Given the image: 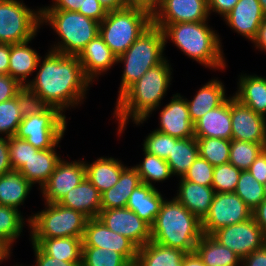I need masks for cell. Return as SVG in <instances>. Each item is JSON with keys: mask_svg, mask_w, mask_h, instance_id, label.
Masks as SVG:
<instances>
[{"mask_svg": "<svg viewBox=\"0 0 266 266\" xmlns=\"http://www.w3.org/2000/svg\"><path fill=\"white\" fill-rule=\"evenodd\" d=\"M86 177L85 162L61 159L41 193L46 203H58L72 188L78 186Z\"/></svg>", "mask_w": 266, "mask_h": 266, "instance_id": "obj_16", "label": "cell"}, {"mask_svg": "<svg viewBox=\"0 0 266 266\" xmlns=\"http://www.w3.org/2000/svg\"><path fill=\"white\" fill-rule=\"evenodd\" d=\"M248 171L261 184H266V155L261 152L255 161L250 165Z\"/></svg>", "mask_w": 266, "mask_h": 266, "instance_id": "obj_52", "label": "cell"}, {"mask_svg": "<svg viewBox=\"0 0 266 266\" xmlns=\"http://www.w3.org/2000/svg\"><path fill=\"white\" fill-rule=\"evenodd\" d=\"M53 4L40 8L41 10L75 11L84 15L85 0H52Z\"/></svg>", "mask_w": 266, "mask_h": 266, "instance_id": "obj_49", "label": "cell"}, {"mask_svg": "<svg viewBox=\"0 0 266 266\" xmlns=\"http://www.w3.org/2000/svg\"><path fill=\"white\" fill-rule=\"evenodd\" d=\"M235 193L253 211L265 198V185L259 183L248 171H241Z\"/></svg>", "mask_w": 266, "mask_h": 266, "instance_id": "obj_40", "label": "cell"}, {"mask_svg": "<svg viewBox=\"0 0 266 266\" xmlns=\"http://www.w3.org/2000/svg\"><path fill=\"white\" fill-rule=\"evenodd\" d=\"M195 252L206 266H240L242 259L211 235L202 234Z\"/></svg>", "mask_w": 266, "mask_h": 266, "instance_id": "obj_31", "label": "cell"}, {"mask_svg": "<svg viewBox=\"0 0 266 266\" xmlns=\"http://www.w3.org/2000/svg\"><path fill=\"white\" fill-rule=\"evenodd\" d=\"M24 220L19 209L0 205V241L10 249L23 230Z\"/></svg>", "mask_w": 266, "mask_h": 266, "instance_id": "obj_38", "label": "cell"}, {"mask_svg": "<svg viewBox=\"0 0 266 266\" xmlns=\"http://www.w3.org/2000/svg\"><path fill=\"white\" fill-rule=\"evenodd\" d=\"M165 47L163 30L152 24L117 58V63L124 64L118 98L150 68L166 59L163 54Z\"/></svg>", "mask_w": 266, "mask_h": 266, "instance_id": "obj_5", "label": "cell"}, {"mask_svg": "<svg viewBox=\"0 0 266 266\" xmlns=\"http://www.w3.org/2000/svg\"><path fill=\"white\" fill-rule=\"evenodd\" d=\"M55 148L38 150L18 170L32 185L39 183L40 188L48 181L57 163L61 160Z\"/></svg>", "mask_w": 266, "mask_h": 266, "instance_id": "obj_28", "label": "cell"}, {"mask_svg": "<svg viewBox=\"0 0 266 266\" xmlns=\"http://www.w3.org/2000/svg\"><path fill=\"white\" fill-rule=\"evenodd\" d=\"M24 89L9 75H0V103L16 97Z\"/></svg>", "mask_w": 266, "mask_h": 266, "instance_id": "obj_47", "label": "cell"}, {"mask_svg": "<svg viewBox=\"0 0 266 266\" xmlns=\"http://www.w3.org/2000/svg\"><path fill=\"white\" fill-rule=\"evenodd\" d=\"M58 203L81 212L88 219L97 218L101 211V194L85 177L78 186L72 188Z\"/></svg>", "mask_w": 266, "mask_h": 266, "instance_id": "obj_22", "label": "cell"}, {"mask_svg": "<svg viewBox=\"0 0 266 266\" xmlns=\"http://www.w3.org/2000/svg\"><path fill=\"white\" fill-rule=\"evenodd\" d=\"M41 58L39 71L24 88L31 104L56 107L62 113L81 104L92 82L85 76L77 55L50 50L44 60Z\"/></svg>", "mask_w": 266, "mask_h": 266, "instance_id": "obj_1", "label": "cell"}, {"mask_svg": "<svg viewBox=\"0 0 266 266\" xmlns=\"http://www.w3.org/2000/svg\"><path fill=\"white\" fill-rule=\"evenodd\" d=\"M127 8L140 9L151 17L160 9L162 0H125Z\"/></svg>", "mask_w": 266, "mask_h": 266, "instance_id": "obj_51", "label": "cell"}, {"mask_svg": "<svg viewBox=\"0 0 266 266\" xmlns=\"http://www.w3.org/2000/svg\"><path fill=\"white\" fill-rule=\"evenodd\" d=\"M10 44H0V75H8Z\"/></svg>", "mask_w": 266, "mask_h": 266, "instance_id": "obj_57", "label": "cell"}, {"mask_svg": "<svg viewBox=\"0 0 266 266\" xmlns=\"http://www.w3.org/2000/svg\"><path fill=\"white\" fill-rule=\"evenodd\" d=\"M124 266H140V265H139V262L137 261V259H135L133 261H129Z\"/></svg>", "mask_w": 266, "mask_h": 266, "instance_id": "obj_62", "label": "cell"}, {"mask_svg": "<svg viewBox=\"0 0 266 266\" xmlns=\"http://www.w3.org/2000/svg\"><path fill=\"white\" fill-rule=\"evenodd\" d=\"M45 206L27 219L31 238H83L88 220L84 214L59 203L45 202Z\"/></svg>", "mask_w": 266, "mask_h": 266, "instance_id": "obj_9", "label": "cell"}, {"mask_svg": "<svg viewBox=\"0 0 266 266\" xmlns=\"http://www.w3.org/2000/svg\"><path fill=\"white\" fill-rule=\"evenodd\" d=\"M82 245L116 251L128 261L137 259L138 247L128 238L108 229L98 218L87 220Z\"/></svg>", "mask_w": 266, "mask_h": 266, "instance_id": "obj_15", "label": "cell"}, {"mask_svg": "<svg viewBox=\"0 0 266 266\" xmlns=\"http://www.w3.org/2000/svg\"><path fill=\"white\" fill-rule=\"evenodd\" d=\"M252 217L266 235V198L252 211Z\"/></svg>", "mask_w": 266, "mask_h": 266, "instance_id": "obj_56", "label": "cell"}, {"mask_svg": "<svg viewBox=\"0 0 266 266\" xmlns=\"http://www.w3.org/2000/svg\"><path fill=\"white\" fill-rule=\"evenodd\" d=\"M35 253V266H81L82 262H67L47 255L38 245L32 243Z\"/></svg>", "mask_w": 266, "mask_h": 266, "instance_id": "obj_48", "label": "cell"}, {"mask_svg": "<svg viewBox=\"0 0 266 266\" xmlns=\"http://www.w3.org/2000/svg\"><path fill=\"white\" fill-rule=\"evenodd\" d=\"M260 2V5L262 6L264 15L266 17V0H258Z\"/></svg>", "mask_w": 266, "mask_h": 266, "instance_id": "obj_63", "label": "cell"}, {"mask_svg": "<svg viewBox=\"0 0 266 266\" xmlns=\"http://www.w3.org/2000/svg\"><path fill=\"white\" fill-rule=\"evenodd\" d=\"M97 218L138 248L151 241V227L129 208L101 209Z\"/></svg>", "mask_w": 266, "mask_h": 266, "instance_id": "obj_13", "label": "cell"}, {"mask_svg": "<svg viewBox=\"0 0 266 266\" xmlns=\"http://www.w3.org/2000/svg\"><path fill=\"white\" fill-rule=\"evenodd\" d=\"M242 266H266V247L263 245L261 248L253 251L245 258L242 259Z\"/></svg>", "mask_w": 266, "mask_h": 266, "instance_id": "obj_55", "label": "cell"}, {"mask_svg": "<svg viewBox=\"0 0 266 266\" xmlns=\"http://www.w3.org/2000/svg\"><path fill=\"white\" fill-rule=\"evenodd\" d=\"M264 246L266 247V235H264Z\"/></svg>", "mask_w": 266, "mask_h": 266, "instance_id": "obj_65", "label": "cell"}, {"mask_svg": "<svg viewBox=\"0 0 266 266\" xmlns=\"http://www.w3.org/2000/svg\"><path fill=\"white\" fill-rule=\"evenodd\" d=\"M169 60L150 68L116 100L114 117L118 121V133H123L129 118L136 125L144 123L154 110L161 106V100L171 85L172 67Z\"/></svg>", "mask_w": 266, "mask_h": 266, "instance_id": "obj_2", "label": "cell"}, {"mask_svg": "<svg viewBox=\"0 0 266 266\" xmlns=\"http://www.w3.org/2000/svg\"><path fill=\"white\" fill-rule=\"evenodd\" d=\"M43 23L50 25L61 40L50 49L65 55H78L99 35L100 23L75 11L41 10Z\"/></svg>", "mask_w": 266, "mask_h": 266, "instance_id": "obj_6", "label": "cell"}, {"mask_svg": "<svg viewBox=\"0 0 266 266\" xmlns=\"http://www.w3.org/2000/svg\"><path fill=\"white\" fill-rule=\"evenodd\" d=\"M152 25V17L133 8L107 11L100 23L99 36L118 58Z\"/></svg>", "mask_w": 266, "mask_h": 266, "instance_id": "obj_8", "label": "cell"}, {"mask_svg": "<svg viewBox=\"0 0 266 266\" xmlns=\"http://www.w3.org/2000/svg\"><path fill=\"white\" fill-rule=\"evenodd\" d=\"M252 43L255 44L256 49L266 52V17L258 28L257 36Z\"/></svg>", "mask_w": 266, "mask_h": 266, "instance_id": "obj_58", "label": "cell"}, {"mask_svg": "<svg viewBox=\"0 0 266 266\" xmlns=\"http://www.w3.org/2000/svg\"><path fill=\"white\" fill-rule=\"evenodd\" d=\"M11 253V249L5 243L0 241V263L9 259L8 257H10Z\"/></svg>", "mask_w": 266, "mask_h": 266, "instance_id": "obj_61", "label": "cell"}, {"mask_svg": "<svg viewBox=\"0 0 266 266\" xmlns=\"http://www.w3.org/2000/svg\"><path fill=\"white\" fill-rule=\"evenodd\" d=\"M183 266H206L196 252L186 253Z\"/></svg>", "mask_w": 266, "mask_h": 266, "instance_id": "obj_60", "label": "cell"}, {"mask_svg": "<svg viewBox=\"0 0 266 266\" xmlns=\"http://www.w3.org/2000/svg\"><path fill=\"white\" fill-rule=\"evenodd\" d=\"M164 200L158 189L142 183L129 196L126 208L136 213L151 227Z\"/></svg>", "mask_w": 266, "mask_h": 266, "instance_id": "obj_25", "label": "cell"}, {"mask_svg": "<svg viewBox=\"0 0 266 266\" xmlns=\"http://www.w3.org/2000/svg\"><path fill=\"white\" fill-rule=\"evenodd\" d=\"M129 261L120 253L97 247H82L81 266H124Z\"/></svg>", "mask_w": 266, "mask_h": 266, "instance_id": "obj_42", "label": "cell"}, {"mask_svg": "<svg viewBox=\"0 0 266 266\" xmlns=\"http://www.w3.org/2000/svg\"><path fill=\"white\" fill-rule=\"evenodd\" d=\"M202 234L201 221L175 197L164 200L151 226V241L186 253L195 252Z\"/></svg>", "mask_w": 266, "mask_h": 266, "instance_id": "obj_3", "label": "cell"}, {"mask_svg": "<svg viewBox=\"0 0 266 266\" xmlns=\"http://www.w3.org/2000/svg\"><path fill=\"white\" fill-rule=\"evenodd\" d=\"M66 127V116L58 108L30 104L15 136L45 150L58 147Z\"/></svg>", "mask_w": 266, "mask_h": 266, "instance_id": "obj_7", "label": "cell"}, {"mask_svg": "<svg viewBox=\"0 0 266 266\" xmlns=\"http://www.w3.org/2000/svg\"><path fill=\"white\" fill-rule=\"evenodd\" d=\"M47 255L67 262H82V239L76 237L31 238Z\"/></svg>", "mask_w": 266, "mask_h": 266, "instance_id": "obj_32", "label": "cell"}, {"mask_svg": "<svg viewBox=\"0 0 266 266\" xmlns=\"http://www.w3.org/2000/svg\"><path fill=\"white\" fill-rule=\"evenodd\" d=\"M141 184L137 169L134 166H126L121 172L118 182L101 194V209L125 208L129 196Z\"/></svg>", "mask_w": 266, "mask_h": 266, "instance_id": "obj_30", "label": "cell"}, {"mask_svg": "<svg viewBox=\"0 0 266 266\" xmlns=\"http://www.w3.org/2000/svg\"><path fill=\"white\" fill-rule=\"evenodd\" d=\"M41 25V9L20 0H0V42L15 44L34 39Z\"/></svg>", "mask_w": 266, "mask_h": 266, "instance_id": "obj_10", "label": "cell"}, {"mask_svg": "<svg viewBox=\"0 0 266 266\" xmlns=\"http://www.w3.org/2000/svg\"><path fill=\"white\" fill-rule=\"evenodd\" d=\"M262 152L266 155V137H265V140L262 143Z\"/></svg>", "mask_w": 266, "mask_h": 266, "instance_id": "obj_64", "label": "cell"}, {"mask_svg": "<svg viewBox=\"0 0 266 266\" xmlns=\"http://www.w3.org/2000/svg\"><path fill=\"white\" fill-rule=\"evenodd\" d=\"M163 33L165 43L172 40L185 55L205 67L226 68L220 37L207 21L168 24Z\"/></svg>", "mask_w": 266, "mask_h": 266, "instance_id": "obj_4", "label": "cell"}, {"mask_svg": "<svg viewBox=\"0 0 266 266\" xmlns=\"http://www.w3.org/2000/svg\"><path fill=\"white\" fill-rule=\"evenodd\" d=\"M213 171L214 166L198 156L182 178L199 185L212 186Z\"/></svg>", "mask_w": 266, "mask_h": 266, "instance_id": "obj_46", "label": "cell"}, {"mask_svg": "<svg viewBox=\"0 0 266 266\" xmlns=\"http://www.w3.org/2000/svg\"><path fill=\"white\" fill-rule=\"evenodd\" d=\"M264 18V12L258 0H239L223 19L235 32L252 42Z\"/></svg>", "mask_w": 266, "mask_h": 266, "instance_id": "obj_19", "label": "cell"}, {"mask_svg": "<svg viewBox=\"0 0 266 266\" xmlns=\"http://www.w3.org/2000/svg\"><path fill=\"white\" fill-rule=\"evenodd\" d=\"M10 162L13 170H19L39 149L34 148L25 139L16 136L8 137Z\"/></svg>", "mask_w": 266, "mask_h": 266, "instance_id": "obj_44", "label": "cell"}, {"mask_svg": "<svg viewBox=\"0 0 266 266\" xmlns=\"http://www.w3.org/2000/svg\"><path fill=\"white\" fill-rule=\"evenodd\" d=\"M31 100L25 89L16 97L0 103V134L5 138L15 136Z\"/></svg>", "mask_w": 266, "mask_h": 266, "instance_id": "obj_33", "label": "cell"}, {"mask_svg": "<svg viewBox=\"0 0 266 266\" xmlns=\"http://www.w3.org/2000/svg\"><path fill=\"white\" fill-rule=\"evenodd\" d=\"M241 170L231 163L214 167L212 187L216 193L235 192Z\"/></svg>", "mask_w": 266, "mask_h": 266, "instance_id": "obj_43", "label": "cell"}, {"mask_svg": "<svg viewBox=\"0 0 266 266\" xmlns=\"http://www.w3.org/2000/svg\"><path fill=\"white\" fill-rule=\"evenodd\" d=\"M77 57L85 76L92 83L98 75L108 72L117 63V57L99 35L91 40Z\"/></svg>", "mask_w": 266, "mask_h": 266, "instance_id": "obj_20", "label": "cell"}, {"mask_svg": "<svg viewBox=\"0 0 266 266\" xmlns=\"http://www.w3.org/2000/svg\"><path fill=\"white\" fill-rule=\"evenodd\" d=\"M186 252L162 246L150 241L138 248L137 261L140 266H183Z\"/></svg>", "mask_w": 266, "mask_h": 266, "instance_id": "obj_35", "label": "cell"}, {"mask_svg": "<svg viewBox=\"0 0 266 266\" xmlns=\"http://www.w3.org/2000/svg\"><path fill=\"white\" fill-rule=\"evenodd\" d=\"M107 11L121 10L127 7L125 0H98Z\"/></svg>", "mask_w": 266, "mask_h": 266, "instance_id": "obj_59", "label": "cell"}, {"mask_svg": "<svg viewBox=\"0 0 266 266\" xmlns=\"http://www.w3.org/2000/svg\"><path fill=\"white\" fill-rule=\"evenodd\" d=\"M175 197L193 215L202 221L208 214L215 191L212 186H203L180 178Z\"/></svg>", "mask_w": 266, "mask_h": 266, "instance_id": "obj_23", "label": "cell"}, {"mask_svg": "<svg viewBox=\"0 0 266 266\" xmlns=\"http://www.w3.org/2000/svg\"><path fill=\"white\" fill-rule=\"evenodd\" d=\"M134 167L140 175L141 182L152 187H155L153 181L162 182L173 176L166 160L146 151L143 162Z\"/></svg>", "mask_w": 266, "mask_h": 266, "instance_id": "obj_37", "label": "cell"}, {"mask_svg": "<svg viewBox=\"0 0 266 266\" xmlns=\"http://www.w3.org/2000/svg\"><path fill=\"white\" fill-rule=\"evenodd\" d=\"M194 137L232 140L231 97L204 114L194 124Z\"/></svg>", "mask_w": 266, "mask_h": 266, "instance_id": "obj_21", "label": "cell"}, {"mask_svg": "<svg viewBox=\"0 0 266 266\" xmlns=\"http://www.w3.org/2000/svg\"><path fill=\"white\" fill-rule=\"evenodd\" d=\"M32 40L10 44L8 75L24 88L29 83L26 78L37 69L40 58L38 53L28 45Z\"/></svg>", "mask_w": 266, "mask_h": 266, "instance_id": "obj_26", "label": "cell"}, {"mask_svg": "<svg viewBox=\"0 0 266 266\" xmlns=\"http://www.w3.org/2000/svg\"><path fill=\"white\" fill-rule=\"evenodd\" d=\"M144 139L143 151L167 160L172 149V136L157 130L150 131Z\"/></svg>", "mask_w": 266, "mask_h": 266, "instance_id": "obj_45", "label": "cell"}, {"mask_svg": "<svg viewBox=\"0 0 266 266\" xmlns=\"http://www.w3.org/2000/svg\"><path fill=\"white\" fill-rule=\"evenodd\" d=\"M207 0H162L152 24L162 30L168 24L208 21Z\"/></svg>", "mask_w": 266, "mask_h": 266, "instance_id": "obj_14", "label": "cell"}, {"mask_svg": "<svg viewBox=\"0 0 266 266\" xmlns=\"http://www.w3.org/2000/svg\"><path fill=\"white\" fill-rule=\"evenodd\" d=\"M12 170L13 169L10 162L8 138L0 136V177Z\"/></svg>", "mask_w": 266, "mask_h": 266, "instance_id": "obj_54", "label": "cell"}, {"mask_svg": "<svg viewBox=\"0 0 266 266\" xmlns=\"http://www.w3.org/2000/svg\"><path fill=\"white\" fill-rule=\"evenodd\" d=\"M234 98L266 118V77L241 74Z\"/></svg>", "mask_w": 266, "mask_h": 266, "instance_id": "obj_27", "label": "cell"}, {"mask_svg": "<svg viewBox=\"0 0 266 266\" xmlns=\"http://www.w3.org/2000/svg\"><path fill=\"white\" fill-rule=\"evenodd\" d=\"M232 140L262 144L266 137V118L231 97Z\"/></svg>", "mask_w": 266, "mask_h": 266, "instance_id": "obj_17", "label": "cell"}, {"mask_svg": "<svg viewBox=\"0 0 266 266\" xmlns=\"http://www.w3.org/2000/svg\"><path fill=\"white\" fill-rule=\"evenodd\" d=\"M199 156L211 165L218 166L229 163L231 140L220 138L196 137Z\"/></svg>", "mask_w": 266, "mask_h": 266, "instance_id": "obj_39", "label": "cell"}, {"mask_svg": "<svg viewBox=\"0 0 266 266\" xmlns=\"http://www.w3.org/2000/svg\"><path fill=\"white\" fill-rule=\"evenodd\" d=\"M250 218L252 210L235 192H215L209 212L201 221L202 233L211 235L222 227L242 223Z\"/></svg>", "mask_w": 266, "mask_h": 266, "instance_id": "obj_11", "label": "cell"}, {"mask_svg": "<svg viewBox=\"0 0 266 266\" xmlns=\"http://www.w3.org/2000/svg\"><path fill=\"white\" fill-rule=\"evenodd\" d=\"M211 236L241 259L264 245V233L253 217L242 223L222 227Z\"/></svg>", "mask_w": 266, "mask_h": 266, "instance_id": "obj_12", "label": "cell"}, {"mask_svg": "<svg viewBox=\"0 0 266 266\" xmlns=\"http://www.w3.org/2000/svg\"><path fill=\"white\" fill-rule=\"evenodd\" d=\"M209 16L212 12L218 13L223 18L234 8L239 0H207Z\"/></svg>", "mask_w": 266, "mask_h": 266, "instance_id": "obj_53", "label": "cell"}, {"mask_svg": "<svg viewBox=\"0 0 266 266\" xmlns=\"http://www.w3.org/2000/svg\"><path fill=\"white\" fill-rule=\"evenodd\" d=\"M107 10L100 4L98 0H85L84 16L91 18L99 23L106 17Z\"/></svg>", "mask_w": 266, "mask_h": 266, "instance_id": "obj_50", "label": "cell"}, {"mask_svg": "<svg viewBox=\"0 0 266 266\" xmlns=\"http://www.w3.org/2000/svg\"><path fill=\"white\" fill-rule=\"evenodd\" d=\"M160 126L156 130L169 136L186 139L194 137V124L189 117L186 98L176 93L159 114Z\"/></svg>", "mask_w": 266, "mask_h": 266, "instance_id": "obj_18", "label": "cell"}, {"mask_svg": "<svg viewBox=\"0 0 266 266\" xmlns=\"http://www.w3.org/2000/svg\"><path fill=\"white\" fill-rule=\"evenodd\" d=\"M33 185L18 171L12 170L0 177V205L19 209Z\"/></svg>", "mask_w": 266, "mask_h": 266, "instance_id": "obj_34", "label": "cell"}, {"mask_svg": "<svg viewBox=\"0 0 266 266\" xmlns=\"http://www.w3.org/2000/svg\"><path fill=\"white\" fill-rule=\"evenodd\" d=\"M228 98L225 96L224 84L218 78L205 83L192 100L186 98L191 122L195 124L204 114L219 107Z\"/></svg>", "mask_w": 266, "mask_h": 266, "instance_id": "obj_24", "label": "cell"}, {"mask_svg": "<svg viewBox=\"0 0 266 266\" xmlns=\"http://www.w3.org/2000/svg\"><path fill=\"white\" fill-rule=\"evenodd\" d=\"M125 167L121 160L118 161L112 157H100L91 164L85 162L86 178L102 194L118 182Z\"/></svg>", "mask_w": 266, "mask_h": 266, "instance_id": "obj_29", "label": "cell"}, {"mask_svg": "<svg viewBox=\"0 0 266 266\" xmlns=\"http://www.w3.org/2000/svg\"><path fill=\"white\" fill-rule=\"evenodd\" d=\"M262 152V144L231 140L229 163L241 171L248 170Z\"/></svg>", "mask_w": 266, "mask_h": 266, "instance_id": "obj_41", "label": "cell"}, {"mask_svg": "<svg viewBox=\"0 0 266 266\" xmlns=\"http://www.w3.org/2000/svg\"><path fill=\"white\" fill-rule=\"evenodd\" d=\"M199 156V146L196 137L179 139L172 137V149L166 162L168 163L172 175L180 178Z\"/></svg>", "mask_w": 266, "mask_h": 266, "instance_id": "obj_36", "label": "cell"}]
</instances>
